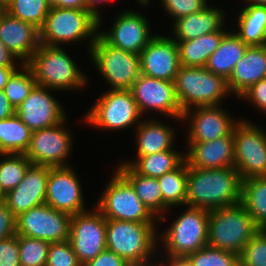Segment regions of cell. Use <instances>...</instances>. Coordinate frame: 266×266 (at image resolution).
Listing matches in <instances>:
<instances>
[{
  "label": "cell",
  "mask_w": 266,
  "mask_h": 266,
  "mask_svg": "<svg viewBox=\"0 0 266 266\" xmlns=\"http://www.w3.org/2000/svg\"><path fill=\"white\" fill-rule=\"evenodd\" d=\"M242 179L233 167L188 166L186 206L213 210L241 202Z\"/></svg>",
  "instance_id": "cell-1"
},
{
  "label": "cell",
  "mask_w": 266,
  "mask_h": 266,
  "mask_svg": "<svg viewBox=\"0 0 266 266\" xmlns=\"http://www.w3.org/2000/svg\"><path fill=\"white\" fill-rule=\"evenodd\" d=\"M74 60L64 46L40 43L27 65L32 69L37 85L58 92L83 91L90 79Z\"/></svg>",
  "instance_id": "cell-2"
},
{
  "label": "cell",
  "mask_w": 266,
  "mask_h": 266,
  "mask_svg": "<svg viewBox=\"0 0 266 266\" xmlns=\"http://www.w3.org/2000/svg\"><path fill=\"white\" fill-rule=\"evenodd\" d=\"M159 223L106 219V247L130 265L154 263Z\"/></svg>",
  "instance_id": "cell-3"
},
{
  "label": "cell",
  "mask_w": 266,
  "mask_h": 266,
  "mask_svg": "<svg viewBox=\"0 0 266 266\" xmlns=\"http://www.w3.org/2000/svg\"><path fill=\"white\" fill-rule=\"evenodd\" d=\"M98 31L99 19L87 9L52 7L39 29V40L43 45L59 47L85 42L89 53Z\"/></svg>",
  "instance_id": "cell-4"
},
{
  "label": "cell",
  "mask_w": 266,
  "mask_h": 266,
  "mask_svg": "<svg viewBox=\"0 0 266 266\" xmlns=\"http://www.w3.org/2000/svg\"><path fill=\"white\" fill-rule=\"evenodd\" d=\"M181 208H184L183 212L167 223L165 230L158 232V250L164 251L162 254L187 256L207 245L209 210L189 206Z\"/></svg>",
  "instance_id": "cell-5"
},
{
  "label": "cell",
  "mask_w": 266,
  "mask_h": 266,
  "mask_svg": "<svg viewBox=\"0 0 266 266\" xmlns=\"http://www.w3.org/2000/svg\"><path fill=\"white\" fill-rule=\"evenodd\" d=\"M260 230L242 202L209 211L207 245L240 255Z\"/></svg>",
  "instance_id": "cell-6"
},
{
  "label": "cell",
  "mask_w": 266,
  "mask_h": 266,
  "mask_svg": "<svg viewBox=\"0 0 266 266\" xmlns=\"http://www.w3.org/2000/svg\"><path fill=\"white\" fill-rule=\"evenodd\" d=\"M174 82L182 112L196 106L223 105V100L232 96L227 80L205 67L181 65Z\"/></svg>",
  "instance_id": "cell-7"
},
{
  "label": "cell",
  "mask_w": 266,
  "mask_h": 266,
  "mask_svg": "<svg viewBox=\"0 0 266 266\" xmlns=\"http://www.w3.org/2000/svg\"><path fill=\"white\" fill-rule=\"evenodd\" d=\"M82 117L90 127L103 131L135 130L143 117L131 90L107 89Z\"/></svg>",
  "instance_id": "cell-8"
},
{
  "label": "cell",
  "mask_w": 266,
  "mask_h": 266,
  "mask_svg": "<svg viewBox=\"0 0 266 266\" xmlns=\"http://www.w3.org/2000/svg\"><path fill=\"white\" fill-rule=\"evenodd\" d=\"M87 54L108 89L130 90L141 75L139 54L109 45L99 34Z\"/></svg>",
  "instance_id": "cell-9"
},
{
  "label": "cell",
  "mask_w": 266,
  "mask_h": 266,
  "mask_svg": "<svg viewBox=\"0 0 266 266\" xmlns=\"http://www.w3.org/2000/svg\"><path fill=\"white\" fill-rule=\"evenodd\" d=\"M94 206L106 219L159 223L141 202L132 185L115 169Z\"/></svg>",
  "instance_id": "cell-10"
},
{
  "label": "cell",
  "mask_w": 266,
  "mask_h": 266,
  "mask_svg": "<svg viewBox=\"0 0 266 266\" xmlns=\"http://www.w3.org/2000/svg\"><path fill=\"white\" fill-rule=\"evenodd\" d=\"M248 119L235 125L234 168L242 180L266 176V129Z\"/></svg>",
  "instance_id": "cell-11"
},
{
  "label": "cell",
  "mask_w": 266,
  "mask_h": 266,
  "mask_svg": "<svg viewBox=\"0 0 266 266\" xmlns=\"http://www.w3.org/2000/svg\"><path fill=\"white\" fill-rule=\"evenodd\" d=\"M67 120L66 117L57 125L32 132L29 147L25 152V156L32 162V165L71 166L69 164L71 160H68V158H71L70 156L73 153L75 140L70 127L66 126Z\"/></svg>",
  "instance_id": "cell-12"
},
{
  "label": "cell",
  "mask_w": 266,
  "mask_h": 266,
  "mask_svg": "<svg viewBox=\"0 0 266 266\" xmlns=\"http://www.w3.org/2000/svg\"><path fill=\"white\" fill-rule=\"evenodd\" d=\"M130 90L143 117L146 115L148 118V113L154 112L150 117L159 113L156 117L163 115L181 122L183 112L177 99L175 82L141 74Z\"/></svg>",
  "instance_id": "cell-13"
},
{
  "label": "cell",
  "mask_w": 266,
  "mask_h": 266,
  "mask_svg": "<svg viewBox=\"0 0 266 266\" xmlns=\"http://www.w3.org/2000/svg\"><path fill=\"white\" fill-rule=\"evenodd\" d=\"M222 105L196 106L183 112L182 122H186V143L214 141L231 134L235 125L241 120L233 116ZM229 112V113H228ZM187 139V140H186Z\"/></svg>",
  "instance_id": "cell-14"
},
{
  "label": "cell",
  "mask_w": 266,
  "mask_h": 266,
  "mask_svg": "<svg viewBox=\"0 0 266 266\" xmlns=\"http://www.w3.org/2000/svg\"><path fill=\"white\" fill-rule=\"evenodd\" d=\"M130 9L117 13L107 31L99 26L98 34L109 45L140 54L156 33L150 28L151 22L145 14Z\"/></svg>",
  "instance_id": "cell-15"
},
{
  "label": "cell",
  "mask_w": 266,
  "mask_h": 266,
  "mask_svg": "<svg viewBox=\"0 0 266 266\" xmlns=\"http://www.w3.org/2000/svg\"><path fill=\"white\" fill-rule=\"evenodd\" d=\"M92 208V209H91ZM72 215L69 241L83 265L106 250V218L94 206Z\"/></svg>",
  "instance_id": "cell-16"
},
{
  "label": "cell",
  "mask_w": 266,
  "mask_h": 266,
  "mask_svg": "<svg viewBox=\"0 0 266 266\" xmlns=\"http://www.w3.org/2000/svg\"><path fill=\"white\" fill-rule=\"evenodd\" d=\"M71 214L43 204L20 214L16 234L30 238L61 242L69 240Z\"/></svg>",
  "instance_id": "cell-17"
},
{
  "label": "cell",
  "mask_w": 266,
  "mask_h": 266,
  "mask_svg": "<svg viewBox=\"0 0 266 266\" xmlns=\"http://www.w3.org/2000/svg\"><path fill=\"white\" fill-rule=\"evenodd\" d=\"M75 167H50L45 204L71 215L89 210Z\"/></svg>",
  "instance_id": "cell-18"
},
{
  "label": "cell",
  "mask_w": 266,
  "mask_h": 266,
  "mask_svg": "<svg viewBox=\"0 0 266 266\" xmlns=\"http://www.w3.org/2000/svg\"><path fill=\"white\" fill-rule=\"evenodd\" d=\"M155 34L140 55L141 74L174 82L181 66L177 42L168 34Z\"/></svg>",
  "instance_id": "cell-19"
},
{
  "label": "cell",
  "mask_w": 266,
  "mask_h": 266,
  "mask_svg": "<svg viewBox=\"0 0 266 266\" xmlns=\"http://www.w3.org/2000/svg\"><path fill=\"white\" fill-rule=\"evenodd\" d=\"M45 86L35 85L30 94L16 108V114L32 130H40L61 123L66 117L62 102Z\"/></svg>",
  "instance_id": "cell-20"
},
{
  "label": "cell",
  "mask_w": 266,
  "mask_h": 266,
  "mask_svg": "<svg viewBox=\"0 0 266 266\" xmlns=\"http://www.w3.org/2000/svg\"><path fill=\"white\" fill-rule=\"evenodd\" d=\"M50 166L31 165L23 180L5 194L4 203L18 217L31 208L45 204Z\"/></svg>",
  "instance_id": "cell-21"
},
{
  "label": "cell",
  "mask_w": 266,
  "mask_h": 266,
  "mask_svg": "<svg viewBox=\"0 0 266 266\" xmlns=\"http://www.w3.org/2000/svg\"><path fill=\"white\" fill-rule=\"evenodd\" d=\"M0 41L21 64H27L39 47V29L2 10L0 12Z\"/></svg>",
  "instance_id": "cell-22"
},
{
  "label": "cell",
  "mask_w": 266,
  "mask_h": 266,
  "mask_svg": "<svg viewBox=\"0 0 266 266\" xmlns=\"http://www.w3.org/2000/svg\"><path fill=\"white\" fill-rule=\"evenodd\" d=\"M165 122L161 120V117L143 118L134 130L135 158L131 159L132 161L127 159L119 161L118 165L130 166L140 156L174 149L177 130L169 123L167 124V120Z\"/></svg>",
  "instance_id": "cell-23"
},
{
  "label": "cell",
  "mask_w": 266,
  "mask_h": 266,
  "mask_svg": "<svg viewBox=\"0 0 266 266\" xmlns=\"http://www.w3.org/2000/svg\"><path fill=\"white\" fill-rule=\"evenodd\" d=\"M185 145L184 157L189 167L214 169L234 166L233 132L214 141L186 143Z\"/></svg>",
  "instance_id": "cell-24"
},
{
  "label": "cell",
  "mask_w": 266,
  "mask_h": 266,
  "mask_svg": "<svg viewBox=\"0 0 266 266\" xmlns=\"http://www.w3.org/2000/svg\"><path fill=\"white\" fill-rule=\"evenodd\" d=\"M226 17L227 14L222 8L210 4L201 12L172 21V32L169 36L175 41H187L220 30H230L227 28L229 22Z\"/></svg>",
  "instance_id": "cell-25"
},
{
  "label": "cell",
  "mask_w": 266,
  "mask_h": 266,
  "mask_svg": "<svg viewBox=\"0 0 266 266\" xmlns=\"http://www.w3.org/2000/svg\"><path fill=\"white\" fill-rule=\"evenodd\" d=\"M265 78L266 44L248 46L227 80V86L237 100L252 85Z\"/></svg>",
  "instance_id": "cell-26"
},
{
  "label": "cell",
  "mask_w": 266,
  "mask_h": 266,
  "mask_svg": "<svg viewBox=\"0 0 266 266\" xmlns=\"http://www.w3.org/2000/svg\"><path fill=\"white\" fill-rule=\"evenodd\" d=\"M115 169L132 185L136 195L149 211L161 223H165V202L162 198V191L158 178L148 177L136 173L129 165H117Z\"/></svg>",
  "instance_id": "cell-27"
},
{
  "label": "cell",
  "mask_w": 266,
  "mask_h": 266,
  "mask_svg": "<svg viewBox=\"0 0 266 266\" xmlns=\"http://www.w3.org/2000/svg\"><path fill=\"white\" fill-rule=\"evenodd\" d=\"M232 26L233 32L247 45L266 44V6L242 4ZM235 30H234V29Z\"/></svg>",
  "instance_id": "cell-28"
},
{
  "label": "cell",
  "mask_w": 266,
  "mask_h": 266,
  "mask_svg": "<svg viewBox=\"0 0 266 266\" xmlns=\"http://www.w3.org/2000/svg\"><path fill=\"white\" fill-rule=\"evenodd\" d=\"M248 46L230 28L204 67L228 80L236 63L244 56Z\"/></svg>",
  "instance_id": "cell-29"
},
{
  "label": "cell",
  "mask_w": 266,
  "mask_h": 266,
  "mask_svg": "<svg viewBox=\"0 0 266 266\" xmlns=\"http://www.w3.org/2000/svg\"><path fill=\"white\" fill-rule=\"evenodd\" d=\"M229 30L202 35L193 40L176 41L179 48L180 64L192 67H204L208 58L216 51L223 36Z\"/></svg>",
  "instance_id": "cell-30"
},
{
  "label": "cell",
  "mask_w": 266,
  "mask_h": 266,
  "mask_svg": "<svg viewBox=\"0 0 266 266\" xmlns=\"http://www.w3.org/2000/svg\"><path fill=\"white\" fill-rule=\"evenodd\" d=\"M32 132L16 113L0 120V154H25Z\"/></svg>",
  "instance_id": "cell-31"
},
{
  "label": "cell",
  "mask_w": 266,
  "mask_h": 266,
  "mask_svg": "<svg viewBox=\"0 0 266 266\" xmlns=\"http://www.w3.org/2000/svg\"><path fill=\"white\" fill-rule=\"evenodd\" d=\"M188 165L184 160L176 169L158 178L165 202V215L174 208L186 206Z\"/></svg>",
  "instance_id": "cell-32"
},
{
  "label": "cell",
  "mask_w": 266,
  "mask_h": 266,
  "mask_svg": "<svg viewBox=\"0 0 266 266\" xmlns=\"http://www.w3.org/2000/svg\"><path fill=\"white\" fill-rule=\"evenodd\" d=\"M241 202L255 224L266 230V176L242 180Z\"/></svg>",
  "instance_id": "cell-33"
},
{
  "label": "cell",
  "mask_w": 266,
  "mask_h": 266,
  "mask_svg": "<svg viewBox=\"0 0 266 266\" xmlns=\"http://www.w3.org/2000/svg\"><path fill=\"white\" fill-rule=\"evenodd\" d=\"M170 149L138 157L130 167L138 174L159 178L176 169L184 160V151Z\"/></svg>",
  "instance_id": "cell-34"
},
{
  "label": "cell",
  "mask_w": 266,
  "mask_h": 266,
  "mask_svg": "<svg viewBox=\"0 0 266 266\" xmlns=\"http://www.w3.org/2000/svg\"><path fill=\"white\" fill-rule=\"evenodd\" d=\"M32 162L25 154H0V189L4 194L14 189L24 178Z\"/></svg>",
  "instance_id": "cell-35"
},
{
  "label": "cell",
  "mask_w": 266,
  "mask_h": 266,
  "mask_svg": "<svg viewBox=\"0 0 266 266\" xmlns=\"http://www.w3.org/2000/svg\"><path fill=\"white\" fill-rule=\"evenodd\" d=\"M36 85L34 73L27 64H21L8 78L3 91L16 109Z\"/></svg>",
  "instance_id": "cell-36"
},
{
  "label": "cell",
  "mask_w": 266,
  "mask_h": 266,
  "mask_svg": "<svg viewBox=\"0 0 266 266\" xmlns=\"http://www.w3.org/2000/svg\"><path fill=\"white\" fill-rule=\"evenodd\" d=\"M46 0H12L4 9L9 15L40 29L50 11Z\"/></svg>",
  "instance_id": "cell-37"
},
{
  "label": "cell",
  "mask_w": 266,
  "mask_h": 266,
  "mask_svg": "<svg viewBox=\"0 0 266 266\" xmlns=\"http://www.w3.org/2000/svg\"><path fill=\"white\" fill-rule=\"evenodd\" d=\"M21 266H46L51 242L18 235Z\"/></svg>",
  "instance_id": "cell-38"
},
{
  "label": "cell",
  "mask_w": 266,
  "mask_h": 266,
  "mask_svg": "<svg viewBox=\"0 0 266 266\" xmlns=\"http://www.w3.org/2000/svg\"><path fill=\"white\" fill-rule=\"evenodd\" d=\"M191 266H239V255L220 248L204 246L187 255Z\"/></svg>",
  "instance_id": "cell-39"
},
{
  "label": "cell",
  "mask_w": 266,
  "mask_h": 266,
  "mask_svg": "<svg viewBox=\"0 0 266 266\" xmlns=\"http://www.w3.org/2000/svg\"><path fill=\"white\" fill-rule=\"evenodd\" d=\"M240 266H266V230L260 229L239 255Z\"/></svg>",
  "instance_id": "cell-40"
},
{
  "label": "cell",
  "mask_w": 266,
  "mask_h": 266,
  "mask_svg": "<svg viewBox=\"0 0 266 266\" xmlns=\"http://www.w3.org/2000/svg\"><path fill=\"white\" fill-rule=\"evenodd\" d=\"M208 0H160L161 9L172 20L190 15L192 13L201 12L211 3Z\"/></svg>",
  "instance_id": "cell-41"
},
{
  "label": "cell",
  "mask_w": 266,
  "mask_h": 266,
  "mask_svg": "<svg viewBox=\"0 0 266 266\" xmlns=\"http://www.w3.org/2000/svg\"><path fill=\"white\" fill-rule=\"evenodd\" d=\"M46 266H82L69 240L51 242Z\"/></svg>",
  "instance_id": "cell-42"
},
{
  "label": "cell",
  "mask_w": 266,
  "mask_h": 266,
  "mask_svg": "<svg viewBox=\"0 0 266 266\" xmlns=\"http://www.w3.org/2000/svg\"><path fill=\"white\" fill-rule=\"evenodd\" d=\"M246 101V103H252L255 110H259L260 113L266 114V78L252 85L246 90L238 100ZM257 108V109H256Z\"/></svg>",
  "instance_id": "cell-43"
},
{
  "label": "cell",
  "mask_w": 266,
  "mask_h": 266,
  "mask_svg": "<svg viewBox=\"0 0 266 266\" xmlns=\"http://www.w3.org/2000/svg\"><path fill=\"white\" fill-rule=\"evenodd\" d=\"M0 266H21L17 234L0 241Z\"/></svg>",
  "instance_id": "cell-44"
},
{
  "label": "cell",
  "mask_w": 266,
  "mask_h": 266,
  "mask_svg": "<svg viewBox=\"0 0 266 266\" xmlns=\"http://www.w3.org/2000/svg\"><path fill=\"white\" fill-rule=\"evenodd\" d=\"M16 219L9 207L0 203V241L16 235Z\"/></svg>",
  "instance_id": "cell-45"
},
{
  "label": "cell",
  "mask_w": 266,
  "mask_h": 266,
  "mask_svg": "<svg viewBox=\"0 0 266 266\" xmlns=\"http://www.w3.org/2000/svg\"><path fill=\"white\" fill-rule=\"evenodd\" d=\"M82 266H130L119 255L108 249L102 251L96 258L89 260Z\"/></svg>",
  "instance_id": "cell-46"
},
{
  "label": "cell",
  "mask_w": 266,
  "mask_h": 266,
  "mask_svg": "<svg viewBox=\"0 0 266 266\" xmlns=\"http://www.w3.org/2000/svg\"><path fill=\"white\" fill-rule=\"evenodd\" d=\"M158 251L159 250H157V254L155 256L157 259L154 261V266H191L187 256H172L169 254H162V251Z\"/></svg>",
  "instance_id": "cell-47"
},
{
  "label": "cell",
  "mask_w": 266,
  "mask_h": 266,
  "mask_svg": "<svg viewBox=\"0 0 266 266\" xmlns=\"http://www.w3.org/2000/svg\"><path fill=\"white\" fill-rule=\"evenodd\" d=\"M21 63L0 41V67L2 66H20Z\"/></svg>",
  "instance_id": "cell-48"
},
{
  "label": "cell",
  "mask_w": 266,
  "mask_h": 266,
  "mask_svg": "<svg viewBox=\"0 0 266 266\" xmlns=\"http://www.w3.org/2000/svg\"><path fill=\"white\" fill-rule=\"evenodd\" d=\"M111 1L113 0H86L87 10L90 11L97 19H99V26L104 25V17L102 15L103 13L100 11V6L103 4L105 7L106 3H111Z\"/></svg>",
  "instance_id": "cell-49"
},
{
  "label": "cell",
  "mask_w": 266,
  "mask_h": 266,
  "mask_svg": "<svg viewBox=\"0 0 266 266\" xmlns=\"http://www.w3.org/2000/svg\"><path fill=\"white\" fill-rule=\"evenodd\" d=\"M16 113V109L9 102L3 90H0V120H4Z\"/></svg>",
  "instance_id": "cell-50"
},
{
  "label": "cell",
  "mask_w": 266,
  "mask_h": 266,
  "mask_svg": "<svg viewBox=\"0 0 266 266\" xmlns=\"http://www.w3.org/2000/svg\"><path fill=\"white\" fill-rule=\"evenodd\" d=\"M59 8L87 9L86 0H59Z\"/></svg>",
  "instance_id": "cell-51"
},
{
  "label": "cell",
  "mask_w": 266,
  "mask_h": 266,
  "mask_svg": "<svg viewBox=\"0 0 266 266\" xmlns=\"http://www.w3.org/2000/svg\"><path fill=\"white\" fill-rule=\"evenodd\" d=\"M19 66H2L0 67V90H3L7 84L8 78Z\"/></svg>",
  "instance_id": "cell-52"
},
{
  "label": "cell",
  "mask_w": 266,
  "mask_h": 266,
  "mask_svg": "<svg viewBox=\"0 0 266 266\" xmlns=\"http://www.w3.org/2000/svg\"><path fill=\"white\" fill-rule=\"evenodd\" d=\"M242 4H253V5H263V6H266V0H243V3Z\"/></svg>",
  "instance_id": "cell-53"
},
{
  "label": "cell",
  "mask_w": 266,
  "mask_h": 266,
  "mask_svg": "<svg viewBox=\"0 0 266 266\" xmlns=\"http://www.w3.org/2000/svg\"><path fill=\"white\" fill-rule=\"evenodd\" d=\"M135 1H137L136 2V4H139V6L138 7H140L141 8V6H142V8L143 9H145L146 7H148L149 5H151L152 3V0H135Z\"/></svg>",
  "instance_id": "cell-54"
},
{
  "label": "cell",
  "mask_w": 266,
  "mask_h": 266,
  "mask_svg": "<svg viewBox=\"0 0 266 266\" xmlns=\"http://www.w3.org/2000/svg\"><path fill=\"white\" fill-rule=\"evenodd\" d=\"M47 4L52 7H58L59 8V0H46Z\"/></svg>",
  "instance_id": "cell-55"
},
{
  "label": "cell",
  "mask_w": 266,
  "mask_h": 266,
  "mask_svg": "<svg viewBox=\"0 0 266 266\" xmlns=\"http://www.w3.org/2000/svg\"><path fill=\"white\" fill-rule=\"evenodd\" d=\"M12 0H0V7L4 10Z\"/></svg>",
  "instance_id": "cell-56"
},
{
  "label": "cell",
  "mask_w": 266,
  "mask_h": 266,
  "mask_svg": "<svg viewBox=\"0 0 266 266\" xmlns=\"http://www.w3.org/2000/svg\"><path fill=\"white\" fill-rule=\"evenodd\" d=\"M5 199V194L3 193V191L0 189V203L4 202Z\"/></svg>",
  "instance_id": "cell-57"
},
{
  "label": "cell",
  "mask_w": 266,
  "mask_h": 266,
  "mask_svg": "<svg viewBox=\"0 0 266 266\" xmlns=\"http://www.w3.org/2000/svg\"><path fill=\"white\" fill-rule=\"evenodd\" d=\"M130 266H154V263H149V264H139V265H130Z\"/></svg>",
  "instance_id": "cell-58"
}]
</instances>
